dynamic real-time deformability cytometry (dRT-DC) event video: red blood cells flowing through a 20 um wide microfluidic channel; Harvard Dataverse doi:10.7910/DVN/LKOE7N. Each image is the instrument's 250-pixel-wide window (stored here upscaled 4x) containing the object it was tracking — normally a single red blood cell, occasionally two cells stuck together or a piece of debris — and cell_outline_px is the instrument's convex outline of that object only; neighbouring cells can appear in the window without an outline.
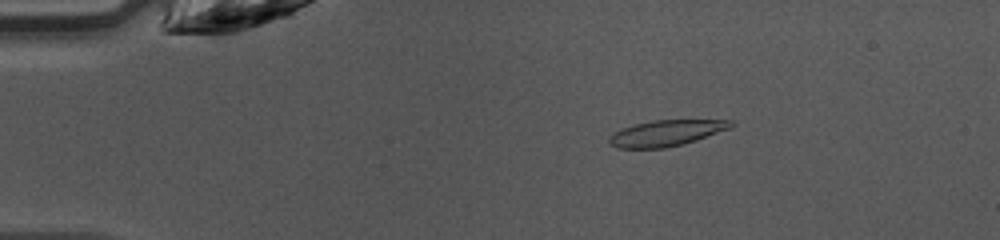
{"species": "common noctule bat (a hibernating species)", "species_latin": "Nyctalus noctula", "temperature_condition": "warm", "stored_images_in_passage": 47, "camera_frame_rate_fps": 3000, "um_per_image_px": 0.085, "animal": {"sex": "female", "body_mass_g": 10.0, "forearm_length_mm": 53.1}, "frame": {"image": 1, "passage_image": 9, "time_ms": 2.667, "image_size_px": [1000, 240], "cell_outline_px": [[736, 124], [728, 128], [696, 140], [684, 144], [664, 148], [616, 148], [608, 144], [608, 140], [616, 132], [624, 128], [636, 124], [652, 120], [736, 120]], "centroid_in_image_um": [56.64, 11.31], "position_along_channel_um": 28.4, "area_um2": 18.21}}
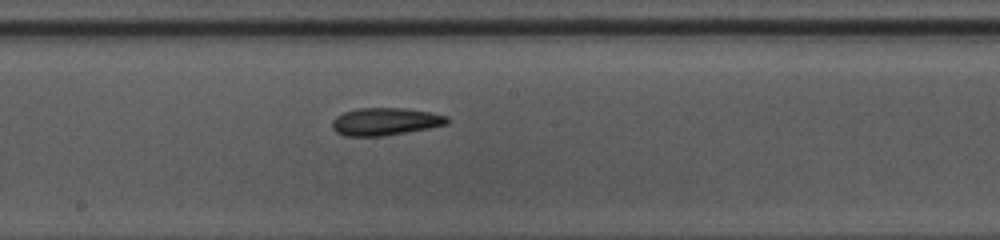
{"frame": {"image": 2, "passage_image": 26, "time_ms": 8.333, "image_size_px": [1000, 240], "cell_outline_px": [[452, 120], [448, 124], [428, 128], [384, 136], [344, 136], [336, 132], [332, 128], [332, 120], [336, 116], [344, 112], [356, 108], [404, 108], [432, 112], [448, 116]], "centroid_in_image_um": [32.76, 10.33], "position_along_channel_um": 215.4, "area_um2": 18.67}}
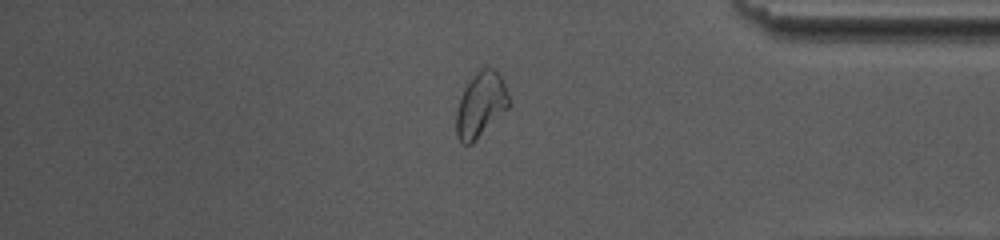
{"frame": {"image": 3, "passage_image": 40, "time_ms": 13.0, "image_size_px": [1000, 240], "cell_outline_px": [[512, 104], [472, 144], [460, 144], [456, 136], [456, 112], [460, 96], [464, 88], [472, 76], [480, 68], [492, 68], [500, 76], [508, 92]], "centroid_in_image_um": [40.85, 8.92], "position_along_channel_um": 394.4, "area_um2": 20.06}, "authors_computed_cell_mechanics": {"area_um2": 18.9006, "velocity_mm_per_s": 4.2647, "shape_relaxation_time_tau1_ms": 9.8096, "shape_relaxation_time_tau2_ms": 4.2279, "deformation_change_tau1": 0.2169, "deformation_change_tau2": 0.109}}